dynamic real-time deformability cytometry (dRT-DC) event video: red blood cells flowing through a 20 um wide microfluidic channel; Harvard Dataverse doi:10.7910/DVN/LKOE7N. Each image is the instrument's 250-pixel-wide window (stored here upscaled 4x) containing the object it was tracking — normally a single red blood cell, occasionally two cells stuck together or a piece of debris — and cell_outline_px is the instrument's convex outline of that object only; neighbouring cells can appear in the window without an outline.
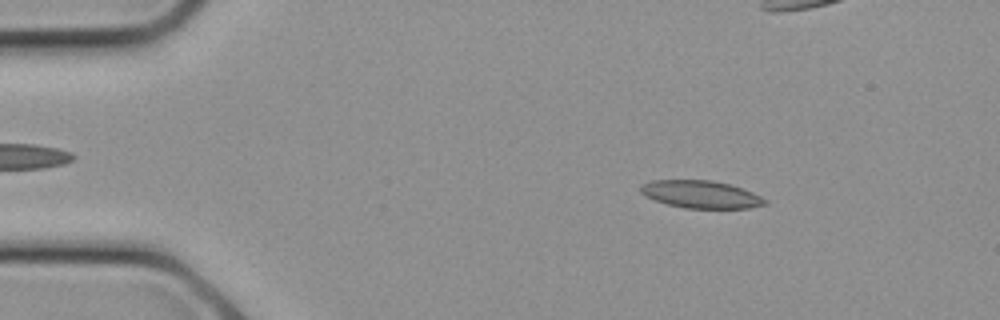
{"species": "common noctule bat (a hibernating species)", "species_latin": "Nyctalus noctula", "temperature_condition": "cold", "stored_images_in_passage": 14, "segment_of_instrument_passage": [1, 2], "camera_frame_rate_fps": 3000, "um_per_image_px": 0.085, "animal": {"sex": "female", "body_mass_g": 21.9}, "frame": {"image": 1, "passage_image": 3, "time_ms": 0.667, "image_size_px": [1000, 320], "cell_outline_px": [[768, 204], [748, 208], [684, 208], [668, 204], [644, 196], [640, 192], [640, 184], [652, 180], [712, 180], [728, 184], [752, 192], [768, 200]], "centroid_in_image_um": [59.56, 16.52], "position_along_channel_um": 25.4, "area_um2": 19.94}}
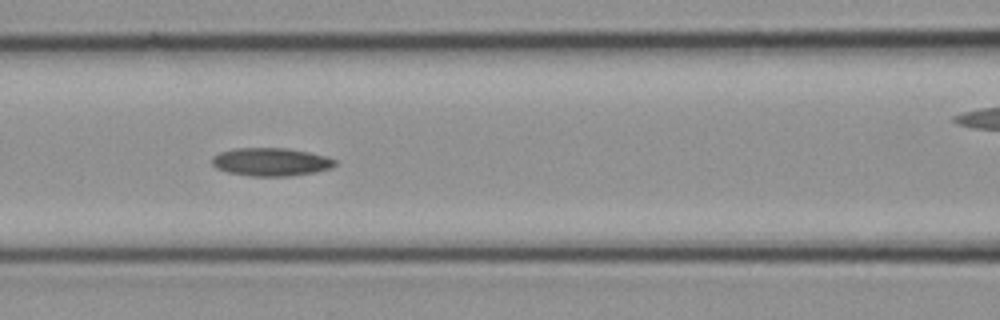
{"frame": {"image": 2, "passage_image": 10, "time_ms": 3.0, "image_size_px": [1000, 320], "cell_outline_px": [[336, 164], [332, 168], [316, 172], [292, 176], [252, 176], [228, 172], [216, 168], [212, 164], [212, 156], [220, 152], [236, 148], [288, 148], [308, 152], [324, 156], [336, 160]], "centroid_in_image_um": [23.03, 13.76], "position_along_channel_um": 143.6, "area_um2": 20.17}}
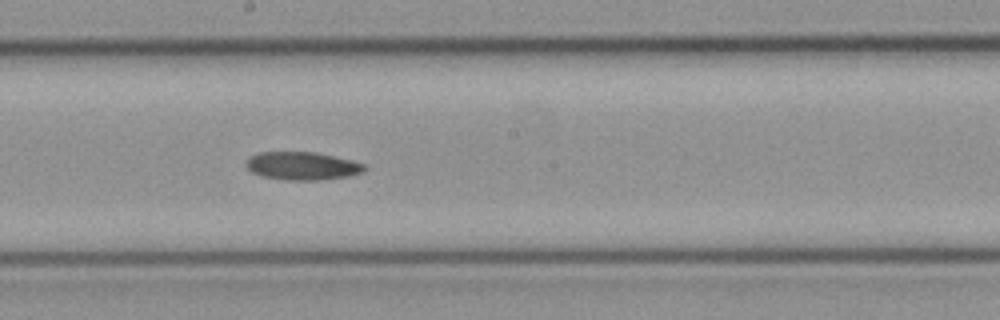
{"frame": {"image": 3, "passage_image": 13, "time_ms": 4.0, "image_size_px": [1000, 320], "cell_outline_px": [[364, 172], [348, 176], [320, 180], [288, 180], [264, 176], [252, 172], [244, 164], [248, 156], [260, 152], [316, 152], [352, 160], [364, 164]], "centroid_in_image_um": [25.67, 14.09], "position_along_channel_um": 222.5, "area_um2": 19.31}}